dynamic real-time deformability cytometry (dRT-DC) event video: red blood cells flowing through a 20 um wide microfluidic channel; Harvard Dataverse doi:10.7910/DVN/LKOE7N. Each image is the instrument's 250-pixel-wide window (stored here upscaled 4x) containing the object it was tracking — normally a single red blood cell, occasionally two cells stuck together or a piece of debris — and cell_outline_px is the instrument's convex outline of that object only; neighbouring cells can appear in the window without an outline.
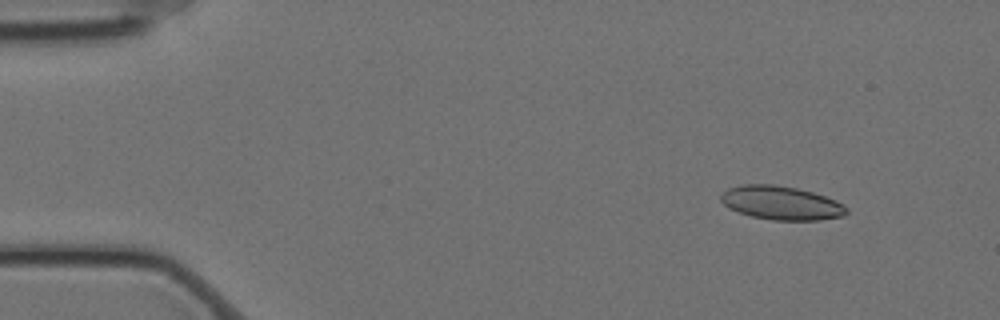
{"species": "Egyptian fruit bat (a non-hibernating species)", "species_latin": "Rousettus aegyptiacus", "temperature_condition": "cold", "stored_images_in_passage": 5, "camera_frame_rate_fps": 3000, "um_per_image_px": 0.085, "animal": {"sex": "female"}, "frame": {"image": 1, "passage_image": 2, "time_ms": 0.333, "image_size_px": [1000, 320], "cell_outline_px": [[848, 212], [844, 216], [820, 220], [772, 220], [752, 216], [728, 208], [720, 200], [720, 196], [728, 188], [740, 184], [776, 184], [796, 188], [812, 192], [836, 200], [848, 208]], "centroid_in_image_um": [66.41, 17.24], "position_along_channel_um": 18.6, "area_um2": 24.74}}
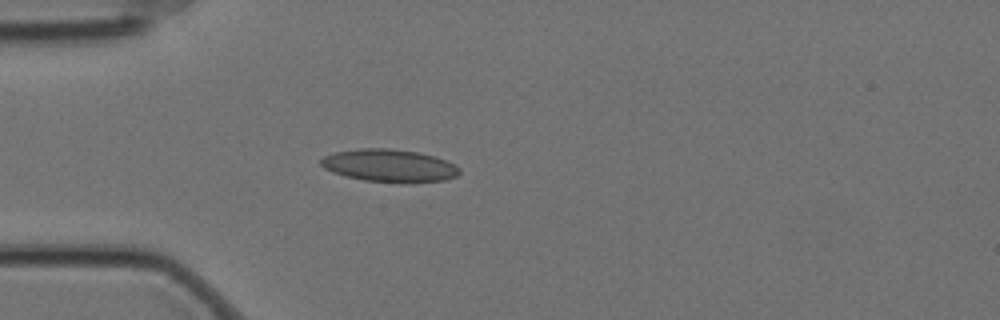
{"frame": {"image": 2, "passage_image": 5, "time_ms": 1.333, "image_size_px": [1000, 320], "cell_outline_px": [[460, 172], [456, 176], [444, 180], [412, 184], [400, 184], [364, 180], [332, 172], [324, 168], [320, 164], [320, 160], [324, 156], [336, 152], [360, 148], [388, 148], [420, 152], [436, 156], [448, 160], [460, 168]], "centroid_in_image_um": [33.15, 14.09], "position_along_channel_um": 51.8, "area_um2": 26.88}}